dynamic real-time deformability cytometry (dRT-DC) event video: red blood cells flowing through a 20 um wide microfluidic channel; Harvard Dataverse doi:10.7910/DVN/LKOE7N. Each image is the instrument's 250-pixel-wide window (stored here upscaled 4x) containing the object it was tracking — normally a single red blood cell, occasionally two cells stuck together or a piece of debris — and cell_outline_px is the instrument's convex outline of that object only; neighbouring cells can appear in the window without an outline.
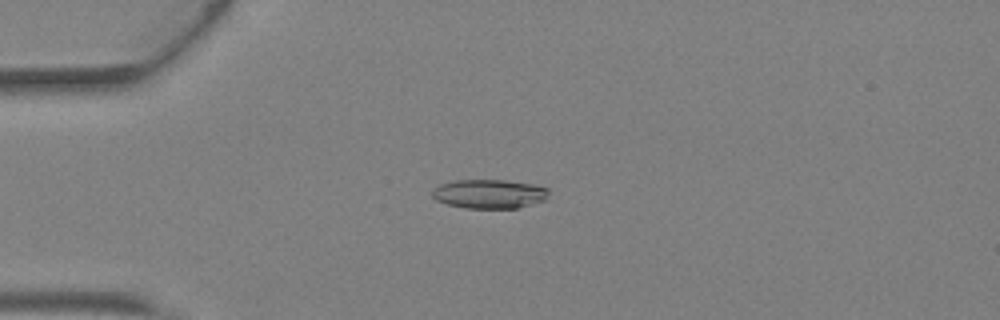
{"species": "Egyptian fruit bat (a non-hibernating species)", "species_latin": "Rousettus aegyptiacus", "temperature_condition": "warm", "stored_images_in_passage": 37, "camera_frame_rate_fps": 3000, "um_per_image_px": 0.085, "animal": {"sex": "female"}, "frame": {"image": 1, "passage_image": 6, "time_ms": 1.667, "image_size_px": [1000, 320], "cell_outline_px": [[548, 192], [544, 200], [516, 208], [464, 208], [448, 204], [436, 200], [432, 196], [432, 188], [440, 184], [452, 180], [504, 180], [532, 184], [548, 188]], "centroid_in_image_um": [41.53, 16.47], "position_along_channel_um": 43.5, "area_um2": 19.65}}
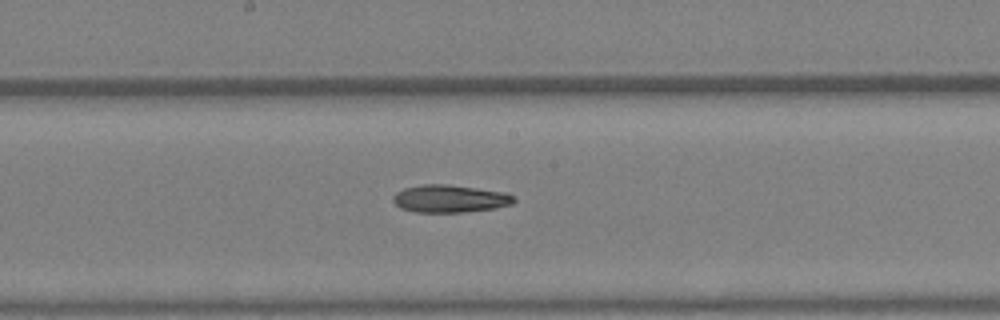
{"frame": {"image": 2, "passage_image": 18, "time_ms": 5.667, "image_size_px": [1000, 320], "cell_outline_px": [[516, 200], [512, 204], [496, 208], [464, 212], [412, 212], [400, 208], [392, 200], [392, 196], [396, 192], [404, 188], [424, 184], [448, 184], [504, 192], [516, 196]], "centroid_in_image_um": [38.23, 16.89], "position_along_channel_um": 210.0, "area_um2": 19.59}}
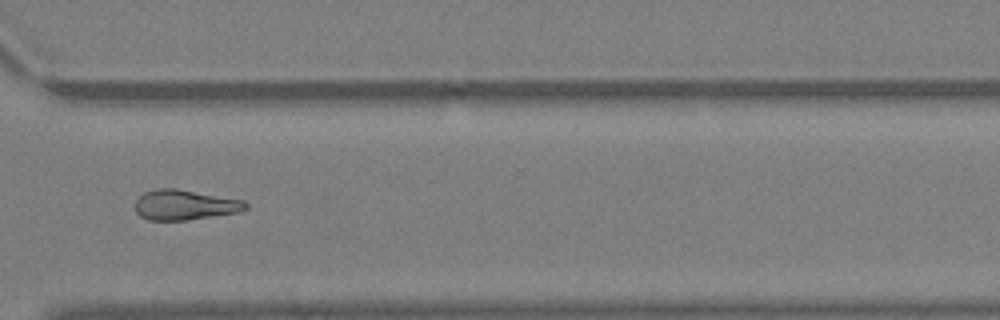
{"frame": {"image": 3, "passage_image": 27, "time_ms": 8.667, "image_size_px": [1000, 320], "cell_outline_px": [[248, 208], [240, 212], [188, 220], [148, 220], [140, 216], [136, 212], [136, 200], [144, 192], [156, 188], [176, 188], [244, 200], [248, 204]], "centroid_in_image_um": [15.72, 17.41], "position_along_channel_um": 354.9, "area_um2": 19.54}}